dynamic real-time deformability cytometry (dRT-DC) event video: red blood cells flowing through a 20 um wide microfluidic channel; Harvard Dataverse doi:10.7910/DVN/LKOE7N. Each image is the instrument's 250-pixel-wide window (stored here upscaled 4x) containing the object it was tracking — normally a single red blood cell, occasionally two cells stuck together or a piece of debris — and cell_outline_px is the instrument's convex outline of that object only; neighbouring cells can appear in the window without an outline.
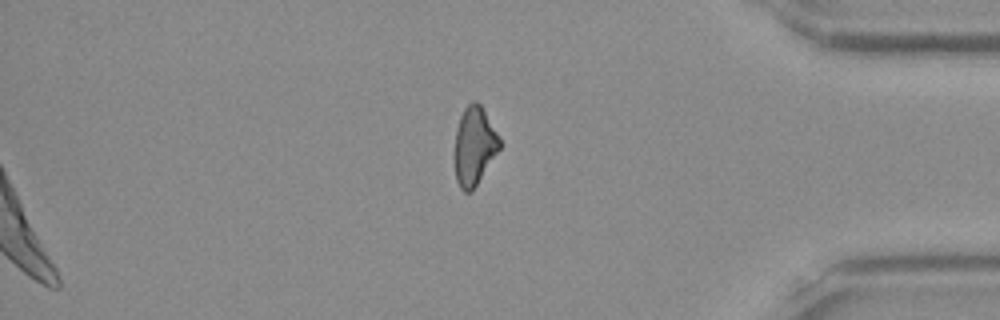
{"species": "Egyptian fruit bat (a non-hibernating species)", "species_latin": "Rousettus aegyptiacus", "temperature_condition": "room temperature", "stored_images_in_passage": 49, "segment_of_instrument_passage": [2, 2], "camera_frame_rate_fps": 3000, "um_per_image_px": 0.085, "frame": {"image": 1, "passage_image": 49, "time_ms": 16.0, "image_size_px": [1000, 320], "cell_outline_px": [[500, 148], [472, 192], [464, 192], [460, 188], [456, 180], [456, 128], [460, 116], [464, 108], [472, 100], [476, 100], [480, 104], [496, 132], [500, 140]], "centroid_in_image_um": [40.31, 12.41], "position_along_channel_um": 394.9, "area_um2": 20.11}}